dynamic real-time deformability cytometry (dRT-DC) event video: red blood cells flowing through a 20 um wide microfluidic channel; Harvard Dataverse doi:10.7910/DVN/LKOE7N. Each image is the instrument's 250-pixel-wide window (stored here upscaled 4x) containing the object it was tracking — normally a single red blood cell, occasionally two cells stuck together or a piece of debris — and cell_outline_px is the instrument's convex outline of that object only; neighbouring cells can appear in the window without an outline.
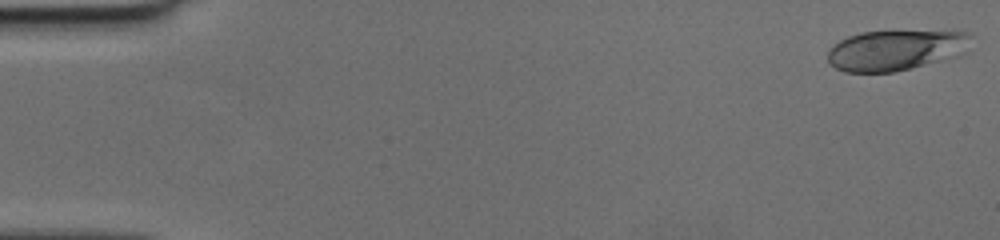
{"species": "human", "species_latin": "Homo sapiens", "temperature_condition": "cold", "stored_images_in_passage": 45, "camera_frame_rate_fps": 3000, "um_per_image_px": 0.085, "donor": {"sex": "female"}, "frame": {"image": 1, "passage_image": 1, "time_ms": 0.0, "image_size_px": [1000, 240], "cell_outline_px": [[972, 36], [968, 52], [960, 56], [892, 72], [844, 72], [836, 68], [828, 60], [828, 52], [840, 40], [848, 36], [860, 32], [968, 32]], "centroid_in_image_um": [76.18, 4.27], "position_along_channel_um": 8.8, "area_um2": 33.47}}
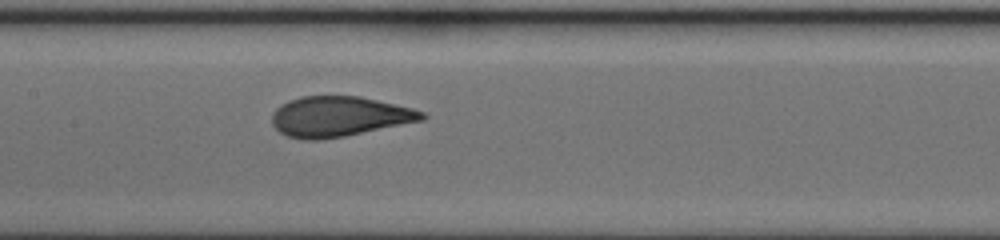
{"frame": {"image": 2, "passage_image": 25, "time_ms": 8.0, "image_size_px": [1000, 240], "cell_outline_px": [[428, 116], [424, 120], [344, 136], [316, 140], [304, 140], [288, 136], [280, 132], [272, 124], [272, 112], [276, 108], [288, 100], [300, 96], [360, 96], [412, 108], [424, 112]], "centroid_in_image_um": [28.81, 9.9], "position_along_channel_um": 178.6, "area_um2": 35.08}}
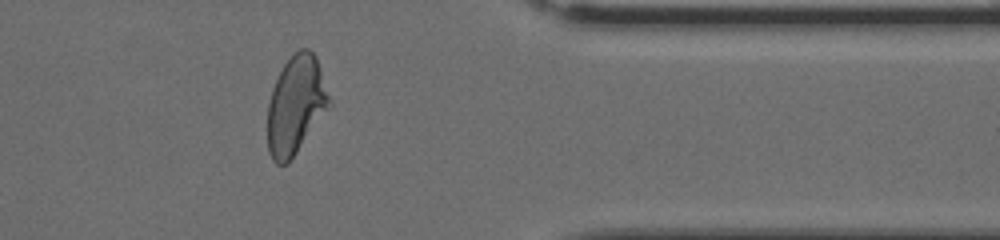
{"frame": {"image": 3, "passage_image": 41, "time_ms": 13.333, "image_size_px": [1000, 240], "cell_outline_px": [[332, 104], [288, 164], [276, 164], [272, 160], [268, 152], [268, 104], [272, 88], [284, 64], [292, 52], [300, 48], [308, 48], [316, 56], [332, 100]], "centroid_in_image_um": [25.15, 8.92], "position_along_channel_um": 386.2, "area_um2": 35.6}}